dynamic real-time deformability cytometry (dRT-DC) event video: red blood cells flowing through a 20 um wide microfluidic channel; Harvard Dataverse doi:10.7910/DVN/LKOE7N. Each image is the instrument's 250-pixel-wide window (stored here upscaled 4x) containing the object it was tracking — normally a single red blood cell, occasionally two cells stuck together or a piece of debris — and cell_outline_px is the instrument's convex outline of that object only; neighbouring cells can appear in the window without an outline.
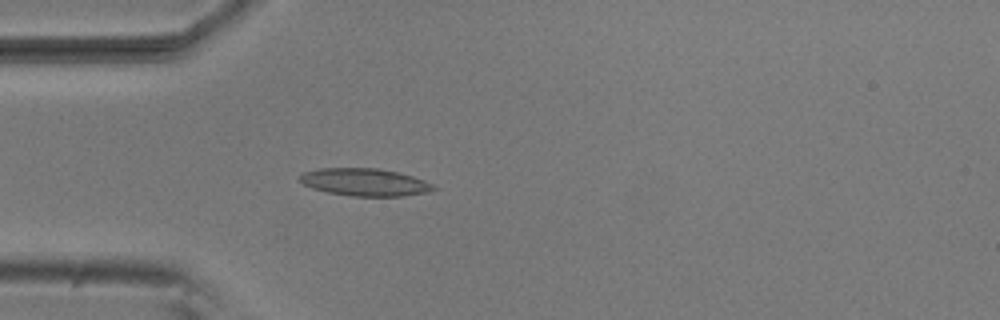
{"species": "common noctule bat (a hibernating species)", "species_latin": "Nyctalus noctula", "temperature_condition": "room temperature", "stored_images_in_passage": 4, "camera_frame_rate_fps": 3000, "um_per_image_px": 0.085, "animal": {"sex": "male", "body_mass_g": 20.5, "forearm_length_mm": 52.5}, "frame": {"image": 1, "passage_image": 4, "time_ms": 1.0, "image_size_px": [1000, 320], "cell_outline_px": [[436, 188], [424, 192], [404, 196], [352, 196], [328, 192], [312, 188], [304, 184], [300, 180], [300, 176], [304, 172], [320, 168], [376, 168], [396, 172], [412, 176], [424, 180], [432, 184]], "centroid_in_image_um": [30.98, 15.48], "position_along_channel_um": 54.0, "area_um2": 21.1}}